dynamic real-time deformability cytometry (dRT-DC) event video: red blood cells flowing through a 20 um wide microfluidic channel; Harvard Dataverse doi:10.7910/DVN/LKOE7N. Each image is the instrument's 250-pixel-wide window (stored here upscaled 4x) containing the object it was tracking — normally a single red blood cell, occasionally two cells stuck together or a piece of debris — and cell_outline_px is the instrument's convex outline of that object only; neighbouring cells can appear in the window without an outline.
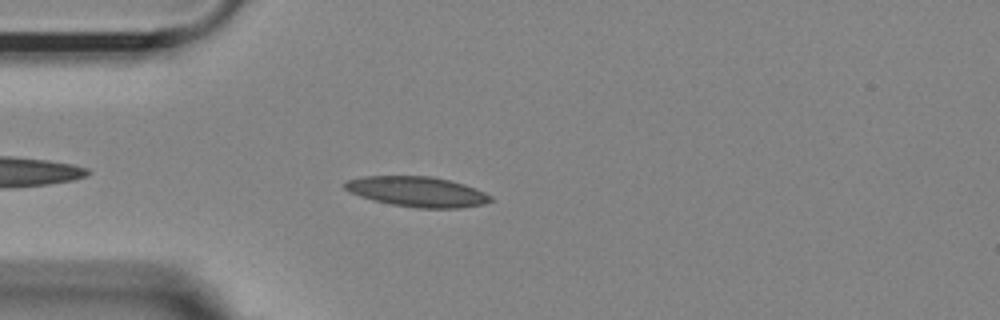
{"species": "Egyptian fruit bat (a non-hibernating species)", "species_latin": "Rousettus aegyptiacus", "temperature_condition": "room temperature", "stored_images_in_passage": 45, "camera_frame_rate_fps": 3000, "um_per_image_px": 0.085, "animal": {"sex": "female"}, "frame": {"image": 1, "passage_image": 5, "time_ms": 1.333, "image_size_px": [1000, 320], "cell_outline_px": [[492, 200], [484, 204], [460, 208], [416, 208], [392, 204], [372, 200], [348, 192], [344, 188], [344, 184], [348, 180], [364, 176], [428, 176], [448, 180], [464, 184], [476, 188], [492, 196]], "centroid_in_image_um": [35.46, 16.3], "position_along_channel_um": 49.5, "area_um2": 25.61}}
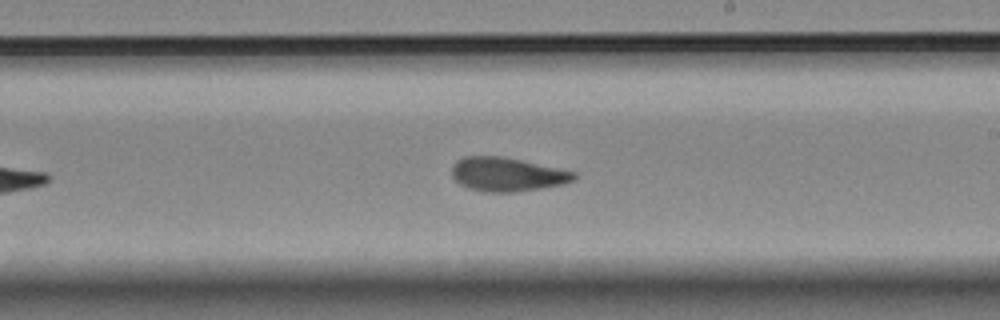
{"frame": {"image": 2, "passage_image": 22, "time_ms": 7.0, "image_size_px": [1000, 320], "cell_outline_px": [[576, 180], [560, 184], [540, 188], [516, 192], [484, 192], [468, 188], [460, 184], [452, 176], [452, 164], [456, 160], [464, 156], [500, 156], [520, 160], [576, 172]], "centroid_in_image_um": [43.06, 14.82], "position_along_channel_um": 245.9, "area_um2": 23.99}}
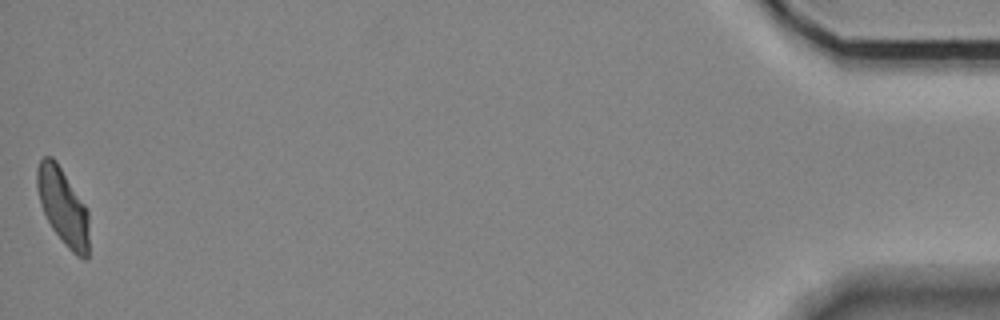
{"frame": {"image": 3, "passage_image": 45, "time_ms": 14.667, "image_size_px": [1000, 320], "cell_outline_px": [[88, 256], [84, 260], [76, 256], [64, 244], [52, 228], [40, 204], [36, 188], [36, 168], [40, 160], [44, 156], [52, 156], [56, 160], [88, 208]], "centroid_in_image_um": [5.35, 17.54], "position_along_channel_um": 429.9, "area_um2": 23.47}, "authors_computed_cell_mechanics": {"area_um2": 23.8714, "velocity_mm_per_s": 3.6362, "shape_relaxation_time_tau1_ms": null, "shape_relaxation_time_tau2_ms": 2.0454, "deformation_change_tau1": null, "deformation_change_tau2": 0.0868}}